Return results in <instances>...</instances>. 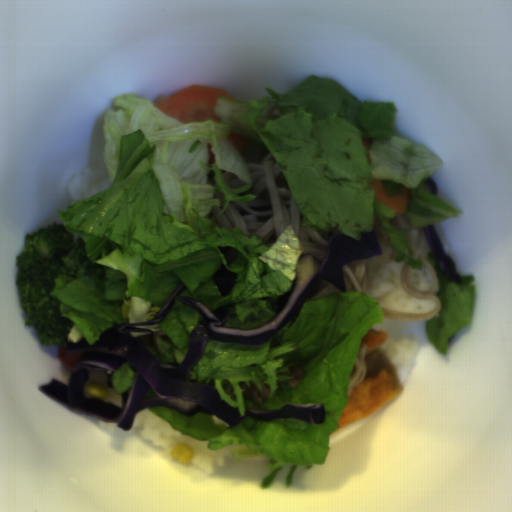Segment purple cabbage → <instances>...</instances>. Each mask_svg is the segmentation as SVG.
<instances>
[{"label": "purple cabbage", "instance_id": "c1f60e8f", "mask_svg": "<svg viewBox=\"0 0 512 512\" xmlns=\"http://www.w3.org/2000/svg\"><path fill=\"white\" fill-rule=\"evenodd\" d=\"M382 256L375 227L353 239L342 233L328 241L324 259L312 254L300 256L292 288L278 295L275 316L257 328L223 325L229 321V307L213 311L197 299L180 295L182 282L157 315L149 321L116 323L90 345L84 338L67 342V352L81 351L67 383L50 379L39 386L41 394L57 405L89 418L115 423L122 430L132 428L135 416L151 406L170 407L184 417L198 412L215 415L229 428L248 417L257 421L300 419L323 424V403H287L280 409L247 408L241 416L238 407L224 402L213 386L192 383L189 371L199 361L209 340L229 344L260 345L293 320L306 297L318 282H326L346 292L343 266L354 260ZM127 362L134 372L132 387L124 395L113 391L110 374ZM106 385L109 396L100 398L84 392L89 381ZM153 389L158 396L143 399ZM143 399V400H142Z\"/></svg>", "mask_w": 512, "mask_h": 512}, {"label": "purple cabbage", "instance_id": "ea28d5fd", "mask_svg": "<svg viewBox=\"0 0 512 512\" xmlns=\"http://www.w3.org/2000/svg\"><path fill=\"white\" fill-rule=\"evenodd\" d=\"M423 229L426 241L440 271L445 273L450 280L462 284L463 282L457 273V266L454 260L443 250L440 236L434 223L423 227Z\"/></svg>", "mask_w": 512, "mask_h": 512}, {"label": "purple cabbage", "instance_id": "f65ffa83", "mask_svg": "<svg viewBox=\"0 0 512 512\" xmlns=\"http://www.w3.org/2000/svg\"><path fill=\"white\" fill-rule=\"evenodd\" d=\"M237 276L238 273L229 271L227 267L221 263L212 279L221 295L223 296L232 292L236 284Z\"/></svg>", "mask_w": 512, "mask_h": 512}, {"label": "purple cabbage", "instance_id": "39781b68", "mask_svg": "<svg viewBox=\"0 0 512 512\" xmlns=\"http://www.w3.org/2000/svg\"><path fill=\"white\" fill-rule=\"evenodd\" d=\"M425 185L428 188L429 193L434 194L437 196L438 194V186L434 178H431L430 176L426 179L424 182Z\"/></svg>", "mask_w": 512, "mask_h": 512}]
</instances>
